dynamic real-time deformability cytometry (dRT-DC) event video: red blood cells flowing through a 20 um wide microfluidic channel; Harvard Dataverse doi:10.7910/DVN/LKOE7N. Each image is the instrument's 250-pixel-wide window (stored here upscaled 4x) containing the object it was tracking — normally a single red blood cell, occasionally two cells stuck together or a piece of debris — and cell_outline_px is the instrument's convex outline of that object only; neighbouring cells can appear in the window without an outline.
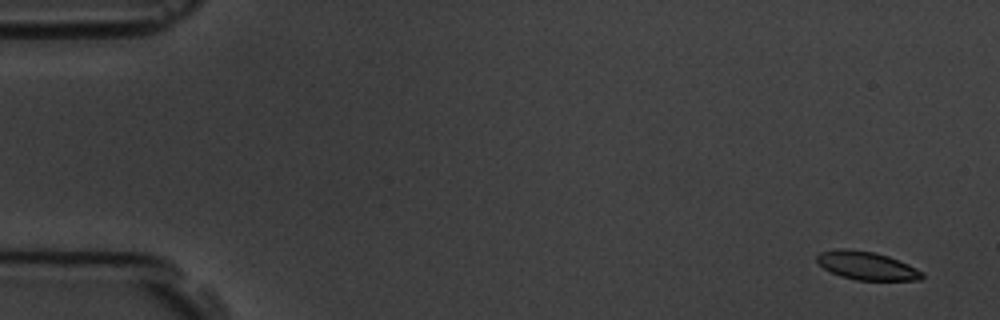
{"species": "common noctule bat (a hibernating species)", "species_latin": "Nyctalus noctula", "temperature_condition": "room temperature", "stored_images_in_passage": 4, "camera_frame_rate_fps": 3000, "um_per_image_px": 0.085, "animal": {"sex": "male", "body_mass_g": 19.5, "forearm_length_mm": 54.6}, "frame": {"image": 1, "passage_image": 1, "time_ms": 0.0, "image_size_px": [1000, 320], "cell_outline_px": [[924, 276], [920, 280], [856, 280], [840, 276], [824, 268], [816, 260], [816, 256], [820, 252], [840, 248], [848, 248], [876, 252], [888, 256], [908, 264], [924, 272]], "centroid_in_image_um": [73.68, 22.57], "position_along_channel_um": 11.3, "area_um2": 17.4}}
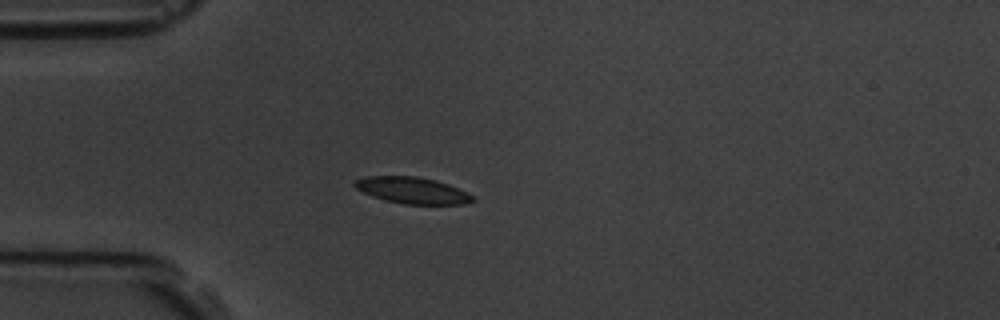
{"frame": {"image": 2, "passage_image": 4, "time_ms": 4.333, "image_size_px": [1000, 320], "cell_outline_px": [[476, 200], [468, 204], [404, 204], [384, 200], [372, 196], [356, 188], [352, 184], [356, 180], [364, 176], [416, 176], [436, 180], [448, 184], [468, 192], [476, 196]], "centroid_in_image_um": [35.1, 16.18], "position_along_channel_um": 49.9, "area_um2": 18.38}}